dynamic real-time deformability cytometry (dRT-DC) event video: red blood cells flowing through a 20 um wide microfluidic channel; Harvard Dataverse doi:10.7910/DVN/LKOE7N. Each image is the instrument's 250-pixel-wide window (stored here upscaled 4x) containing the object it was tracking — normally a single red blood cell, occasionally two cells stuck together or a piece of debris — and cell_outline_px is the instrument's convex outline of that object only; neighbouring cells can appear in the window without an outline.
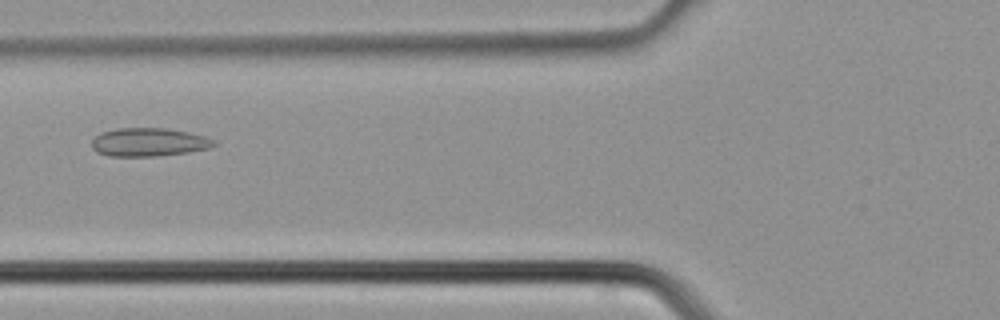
{"species": "common noctule bat (a hibernating species)", "species_latin": "Nyctalus noctula", "temperature_condition": "cold", "stored_images_in_passage": 4, "camera_frame_rate_fps": 3000, "um_per_image_px": 0.085, "animal": {"sex": "male", "body_mass_g": 21.5, "forearm_length_mm": 52.0}, "frame": {"image": 1, "passage_image": 4, "time_ms": 1.0, "image_size_px": [1000, 320], "cell_outline_px": [[216, 144], [208, 148], [188, 152], [156, 156], [108, 156], [96, 152], [92, 148], [92, 140], [100, 132], [116, 128], [164, 128], [188, 132], [204, 136], [216, 140]], "centroid_in_image_um": [12.61, 12.08], "position_along_channel_um": 113.2, "area_um2": 20.23}}